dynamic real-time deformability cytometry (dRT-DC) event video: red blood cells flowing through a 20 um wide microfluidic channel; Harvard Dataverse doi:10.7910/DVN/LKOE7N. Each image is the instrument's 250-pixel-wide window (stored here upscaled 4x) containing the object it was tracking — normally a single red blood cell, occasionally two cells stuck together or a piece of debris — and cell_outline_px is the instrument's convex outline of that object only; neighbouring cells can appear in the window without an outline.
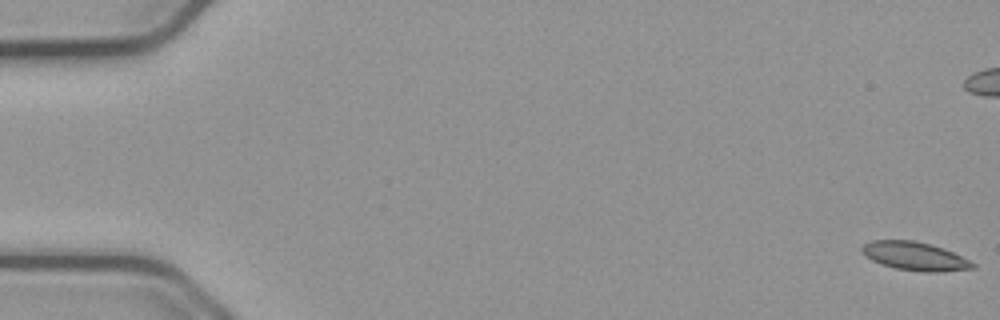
{"species": "common noctule bat (a hibernating species)", "species_latin": "Nyctalus noctula", "temperature_condition": "cold", "stored_images_in_passage": 56, "camera_frame_rate_fps": 3000, "um_per_image_px": 0.085, "animal": {"sex": "male", "body_mass_g": 23.1, "forearm_length_mm": 52.7}, "frame": {"image": 1, "passage_image": 1, "time_ms": 0.0, "image_size_px": [1000, 320], "cell_outline_px": [[976, 268], [940, 272], [924, 272], [896, 268], [872, 260], [860, 248], [864, 244], [872, 240], [912, 240], [944, 248], [976, 264]], "centroid_in_image_um": [77.79, 21.78], "position_along_channel_um": 7.2, "area_um2": 18.03}}
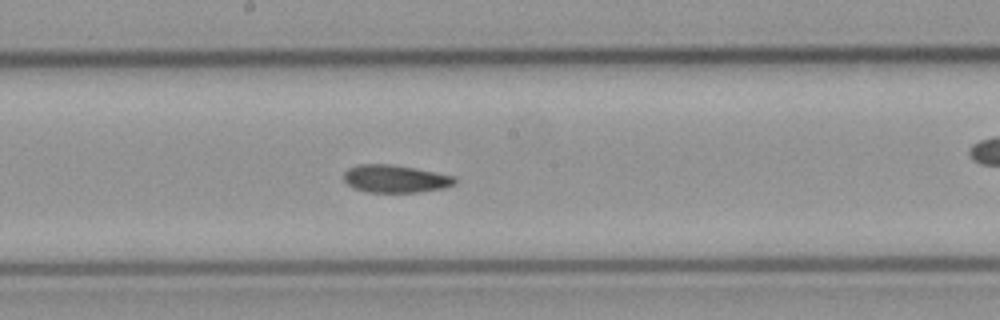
{"frame": {"image": 2, "passage_image": 30, "time_ms": 9.667, "image_size_px": [1000, 320], "cell_outline_px": [[456, 184], [444, 188], [420, 192], [368, 192], [352, 188], [344, 180], [344, 172], [348, 168], [356, 164], [392, 164], [416, 168], [456, 176]], "centroid_in_image_um": [33.61, 15.19], "position_along_channel_um": 214.6, "area_um2": 18.15}}
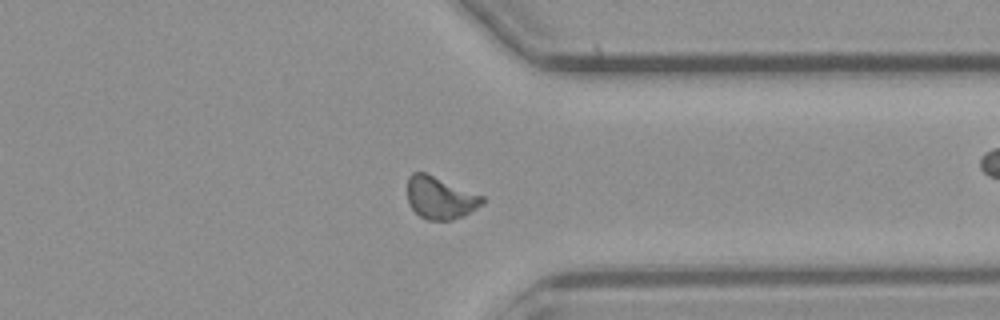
{"frame": {"image": 3, "passage_image": 43, "time_ms": 14.0, "image_size_px": [1000, 320], "cell_outline_px": [[484, 204], [464, 216], [452, 220], [428, 220], [420, 216], [408, 204], [408, 176], [412, 172], [424, 172], [484, 196]], "centroid_in_image_um": [37.42, 16.82], "position_along_channel_um": 374.0, "area_um2": 18.5}, "authors_computed_cell_mechanics": {"area_um2": 18.3804, "velocity_mm_per_s": 3.7473, "shape_relaxation_time_tau1_ms": 5.8149, "shape_relaxation_time_tau2_ms": 4.8616, "deformation_change_tau1": 0.1357, "deformation_change_tau2": 0.1079}}